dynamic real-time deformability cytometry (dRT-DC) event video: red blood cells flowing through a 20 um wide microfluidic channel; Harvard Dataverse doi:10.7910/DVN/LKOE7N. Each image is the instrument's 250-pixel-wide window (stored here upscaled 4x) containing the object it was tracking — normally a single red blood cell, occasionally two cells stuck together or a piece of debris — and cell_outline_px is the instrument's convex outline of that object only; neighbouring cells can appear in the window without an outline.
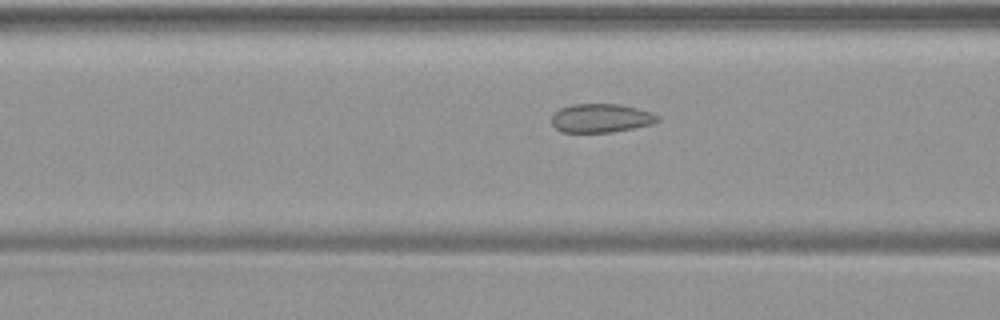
{"species": "common noctule bat (a hibernating species)", "species_latin": "Nyctalus noctula", "temperature_condition": "warm", "stored_images_in_passage": 12, "camera_frame_rate_fps": 3000, "um_per_image_px": 0.085, "animal": {"sex": "female", "body_mass_g": 19.9}, "frame": {"image": 1, "passage_image": 7, "time_ms": 2.0, "image_size_px": [1000, 320], "cell_outline_px": [[660, 120], [652, 124], [612, 132], [564, 132], [556, 128], [552, 124], [552, 116], [560, 108], [572, 104], [620, 104], [652, 112], [660, 116]], "centroid_in_image_um": [51.11, 10.03], "position_along_channel_um": 115.5, "area_um2": 17.69}}
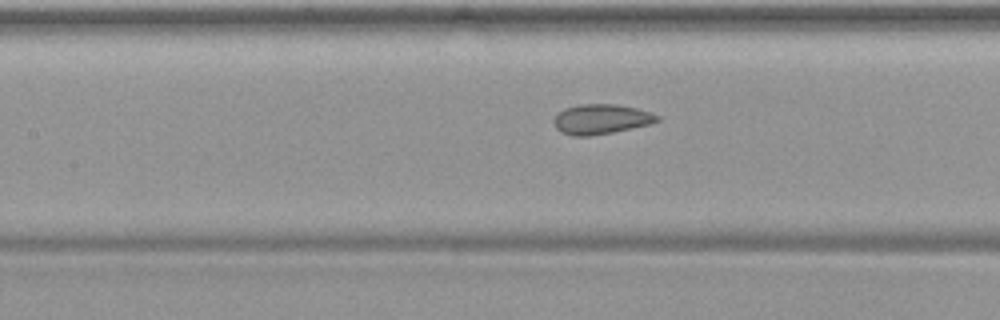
{"frame": {"image": 2, "passage_image": 10, "time_ms": 3.0, "image_size_px": [1000, 320], "cell_outline_px": [[660, 120], [648, 124], [612, 132], [588, 136], [572, 136], [560, 132], [556, 128], [552, 120], [564, 108], [580, 104], [616, 104], [636, 108], [660, 116]], "centroid_in_image_um": [51.05, 10.13], "position_along_channel_um": 156.4, "area_um2": 17.86}}